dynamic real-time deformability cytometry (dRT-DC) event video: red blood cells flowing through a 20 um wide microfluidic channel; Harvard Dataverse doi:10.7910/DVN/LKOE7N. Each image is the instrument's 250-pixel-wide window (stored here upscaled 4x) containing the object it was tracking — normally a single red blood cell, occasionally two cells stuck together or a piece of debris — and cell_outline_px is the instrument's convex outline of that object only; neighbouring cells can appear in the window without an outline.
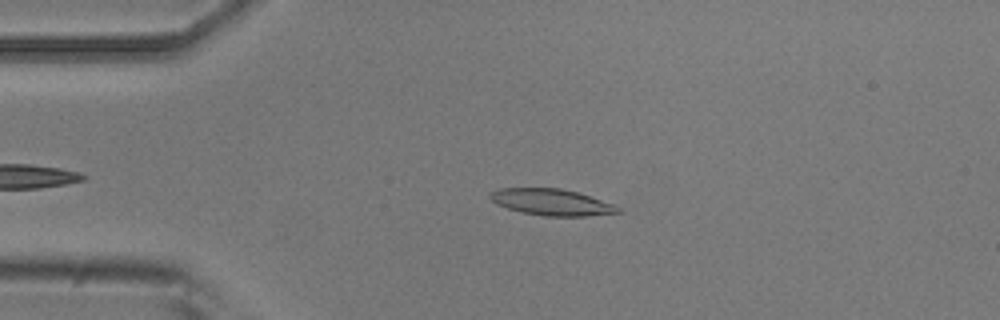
{"species": "common noctule bat (a hibernating species)", "species_latin": "Nyctalus noctula", "temperature_condition": "room temperature", "stored_images_in_passage": 3, "camera_frame_rate_fps": 3000, "um_per_image_px": 0.085, "animal": {"sex": "male", "body_mass_g": 20.5, "forearm_length_mm": 52.5}, "frame": {"image": 1, "passage_image": 3, "time_ms": 2.0, "image_size_px": [1000, 320], "cell_outline_px": [[624, 212], [584, 216], [544, 216], [524, 212], [508, 208], [496, 204], [488, 196], [492, 192], [500, 188], [560, 188], [576, 192], [616, 204]], "centroid_in_image_um": [46.93, 17.18], "position_along_channel_um": 38.1, "area_um2": 19.59}}